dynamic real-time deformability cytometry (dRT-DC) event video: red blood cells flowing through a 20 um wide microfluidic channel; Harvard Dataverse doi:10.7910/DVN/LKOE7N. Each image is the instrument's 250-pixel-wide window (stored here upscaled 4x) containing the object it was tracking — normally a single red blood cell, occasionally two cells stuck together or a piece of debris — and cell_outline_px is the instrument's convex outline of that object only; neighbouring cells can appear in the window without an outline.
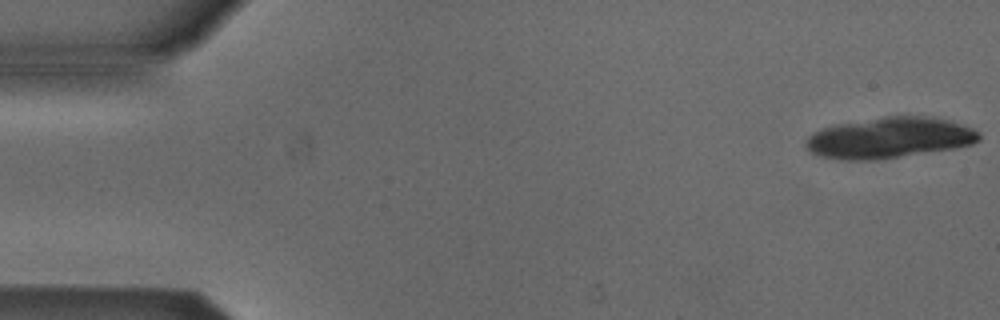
{"species": "Egyptian fruit bat (a non-hibernating species)", "species_latin": "Rousettus aegyptiacus", "temperature_condition": "cold", "stored_images_in_passage": 6, "camera_frame_rate_fps": 3000, "um_per_image_px": 0.085, "animal": {"sex": "male"}, "frame": {"image": 1, "passage_image": 1, "time_ms": 0.0, "image_size_px": [1000, 320], "cell_outline_px": [[980, 140], [972, 144], [956, 148], [876, 160], [840, 160], [820, 156], [808, 152], [804, 144], [808, 136], [824, 128], [840, 124], [888, 116], [932, 116], [948, 120], [972, 128], [980, 132]], "centroid_in_image_um": [75.61, 11.73], "position_along_channel_um": 9.4, "area_um2": 41.15}}
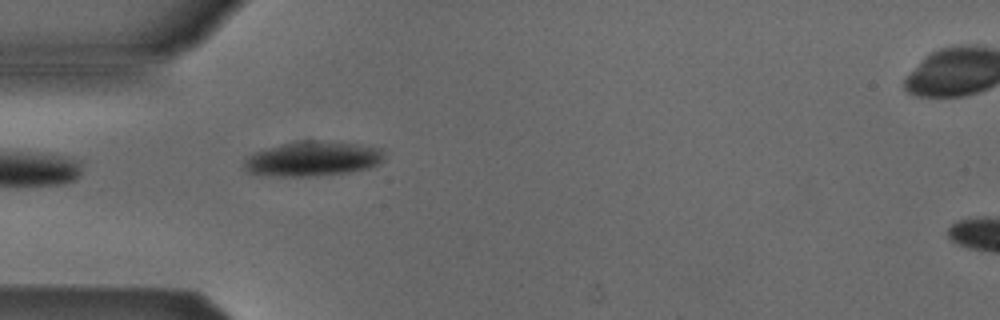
{"frame": {"image": 2, "passage_image": 5, "time_ms": 5.0, "image_size_px": [1000, 320], "cell_outline_px": [[384, 160], [380, 164], [368, 168], [352, 172], [320, 176], [272, 176], [248, 172], [240, 168], [244, 160], [252, 152], [264, 148], [280, 144], [304, 140], [316, 140], [356, 144], [380, 148], [384, 156]], "centroid_in_image_um": [26.53, 13.5], "position_along_channel_um": 58.5, "area_um2": 28.84}}